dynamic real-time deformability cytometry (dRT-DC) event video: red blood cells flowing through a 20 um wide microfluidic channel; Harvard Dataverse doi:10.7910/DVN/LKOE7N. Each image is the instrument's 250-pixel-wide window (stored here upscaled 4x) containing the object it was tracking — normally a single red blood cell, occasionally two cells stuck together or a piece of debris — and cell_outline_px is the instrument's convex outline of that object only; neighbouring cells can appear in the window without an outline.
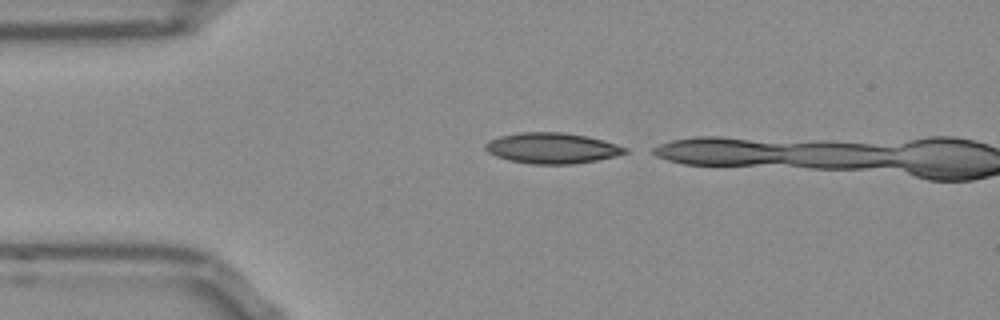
{"species": "Egyptian fruit bat (a non-hibernating species)", "species_latin": "Rousettus aegyptiacus", "temperature_condition": "room temperature", "stored_images_in_passage": 3, "camera_frame_rate_fps": 3000, "um_per_image_px": 0.085, "frame": {"image": 1, "passage_image": 1, "time_ms": 0.0, "image_size_px": [1000, 320], "cell_outline_px": [[628, 152], [616, 156], [596, 160], [572, 164], [532, 164], [508, 160], [496, 156], [488, 152], [484, 148], [484, 144], [488, 140], [500, 136], [520, 132], [560, 132], [588, 136], [604, 140], [628, 148]], "centroid_in_image_um": [46.91, 12.59], "position_along_channel_um": 38.1, "area_um2": 25.09}}